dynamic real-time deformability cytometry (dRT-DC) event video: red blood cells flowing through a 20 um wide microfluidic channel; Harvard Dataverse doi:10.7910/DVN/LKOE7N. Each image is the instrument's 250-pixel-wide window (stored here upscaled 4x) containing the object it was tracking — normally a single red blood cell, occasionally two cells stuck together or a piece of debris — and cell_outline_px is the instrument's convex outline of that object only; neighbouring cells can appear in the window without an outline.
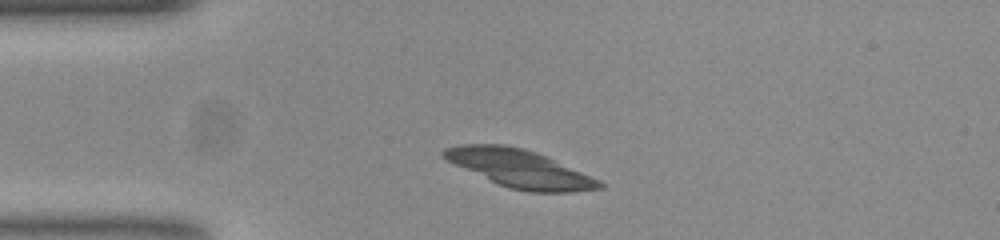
{"species": "common noctule bat (a hibernating species)", "species_latin": "Nyctalus noctula", "temperature_condition": "room temperature", "stored_images_in_passage": 47, "camera_frame_rate_fps": 3000, "um_per_image_px": 0.085, "animal": {"sex": "female", "body_mass_g": 23.0, "forearm_length_mm": 53.4}, "frame": {"image": 1, "passage_image": 6, "time_ms": 1.667, "image_size_px": [1000, 240], "cell_outline_px": [[604, 184], [600, 188], [568, 192], [532, 192], [512, 188], [500, 184], [456, 164], [440, 156], [440, 152], [444, 148], [460, 144], [504, 144], [524, 148], [536, 152], [600, 180]], "centroid_in_image_um": [44.16, 14.3], "position_along_channel_um": 40.8, "area_um2": 33.52}}
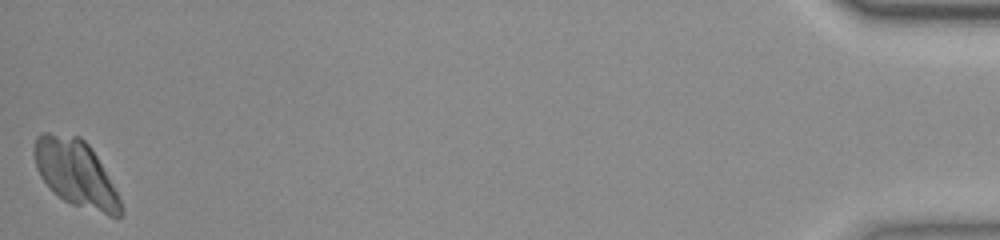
{"frame": {"image": 2, "passage_image": 47, "time_ms": 15.333, "image_size_px": [1000, 240], "cell_outline_px": [[124, 212], [120, 216], [108, 216], [72, 204], [64, 200], [40, 176], [36, 168], [36, 136], [40, 132], [48, 132], [80, 136], [88, 144], [96, 156], [112, 184], [124, 208]], "centroid_in_image_um": [6.46, 14.73], "position_along_channel_um": 428.7, "area_um2": 32.89}}